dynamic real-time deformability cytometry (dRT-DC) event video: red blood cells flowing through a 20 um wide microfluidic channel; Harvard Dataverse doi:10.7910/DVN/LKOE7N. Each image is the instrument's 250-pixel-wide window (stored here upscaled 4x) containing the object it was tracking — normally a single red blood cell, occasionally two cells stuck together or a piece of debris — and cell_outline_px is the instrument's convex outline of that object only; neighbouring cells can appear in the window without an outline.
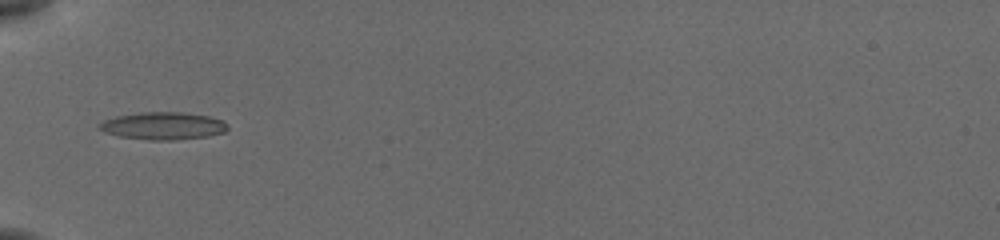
{"species": "common noctule bat (a hibernating species)", "species_latin": "Nyctalus noctula", "temperature_condition": "cold", "stored_images_in_passage": 51, "camera_frame_rate_fps": 3000, "um_per_image_px": 0.085, "animal": {"sex": "female", "body_mass_g": 19.5, "forearm_length_mm": 54.1}, "frame": {"image": 1, "passage_image": 1, "time_ms": 0.0, "image_size_px": [1000, 240], "cell_outline_px": [[228, 128], [224, 132], [208, 136], [172, 140], [148, 140], [120, 136], [104, 132], [100, 128], [100, 124], [104, 120], [116, 116], [140, 112], [180, 112], [208, 116], [224, 120], [228, 124]], "centroid_in_image_um": [13.89, 10.69], "position_along_channel_um": 71.1, "area_um2": 20.46}}
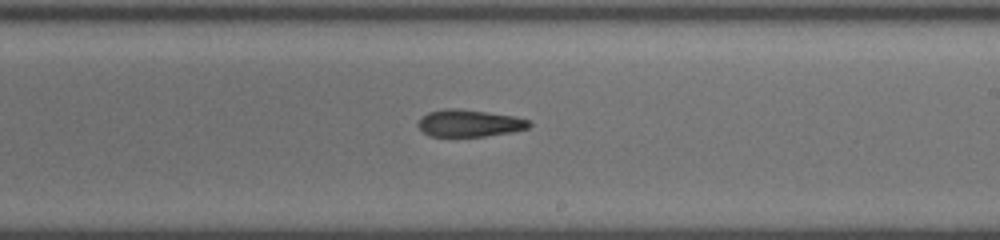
{"frame": {"image": 2, "passage_image": 31, "time_ms": 4.667, "image_size_px": [1000, 240], "cell_outline_px": [[532, 124], [528, 128], [512, 132], [484, 136], [428, 136], [416, 124], [428, 112], [444, 108], [460, 108], [512, 116], [528, 120]], "centroid_in_image_um": [39.88, 10.47], "position_along_channel_um": 249.1, "area_um2": 17.4}}
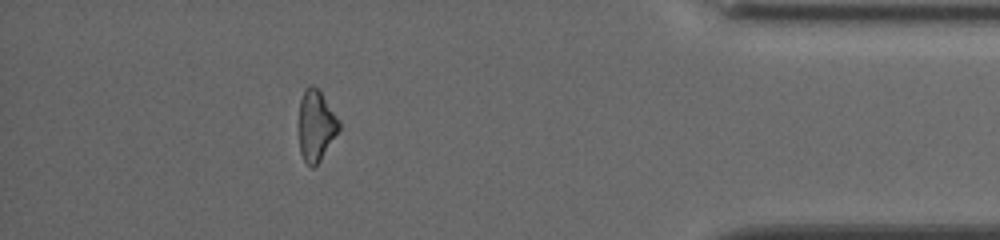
{"frame": {"image": 3, "passage_image": 46, "time_ms": 9.667, "image_size_px": [1000, 240], "cell_outline_px": [[340, 128], [320, 160], [312, 168], [304, 160], [300, 152], [300, 100], [304, 88], [308, 84], [312, 84], [320, 92], [340, 120]], "centroid_in_image_um": [26.86, 10.64], "position_along_channel_um": 408.3, "area_um2": 16.24}}